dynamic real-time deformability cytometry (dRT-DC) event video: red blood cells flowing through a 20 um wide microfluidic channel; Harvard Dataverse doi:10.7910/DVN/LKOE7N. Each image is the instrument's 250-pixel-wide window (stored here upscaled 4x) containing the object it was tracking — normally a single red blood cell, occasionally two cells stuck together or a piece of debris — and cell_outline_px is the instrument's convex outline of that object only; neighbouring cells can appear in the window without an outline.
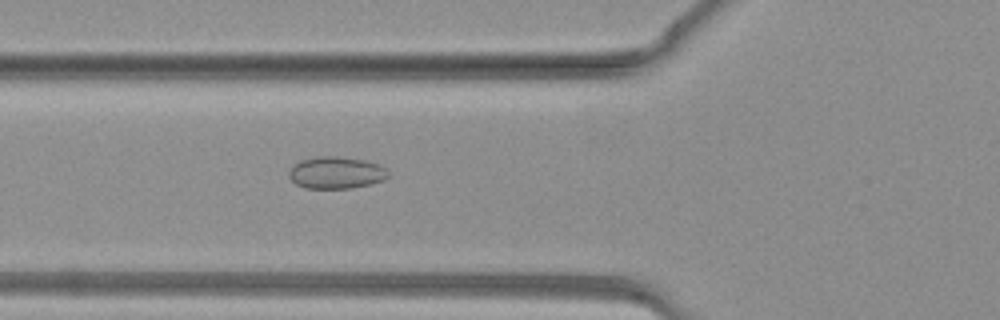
{"species": "common noctule bat (a hibernating species)", "species_latin": "Nyctalus noctula", "temperature_condition": "warm", "stored_images_in_passage": 38, "camera_frame_rate_fps": 3000, "um_per_image_px": 0.085, "animal": {"sex": "female", "body_mass_g": 19.3, "forearm_length_mm": 54.1}, "frame": {"image": 1, "passage_image": 14, "time_ms": 4.333, "image_size_px": [1000, 320], "cell_outline_px": [[388, 176], [384, 180], [372, 184], [352, 188], [304, 188], [296, 184], [288, 176], [288, 172], [292, 164], [300, 160], [320, 156], [336, 156], [364, 160], [376, 164], [384, 168], [388, 172]], "centroid_in_image_um": [28.53, 14.68], "position_along_channel_um": 97.3, "area_um2": 18.55}}
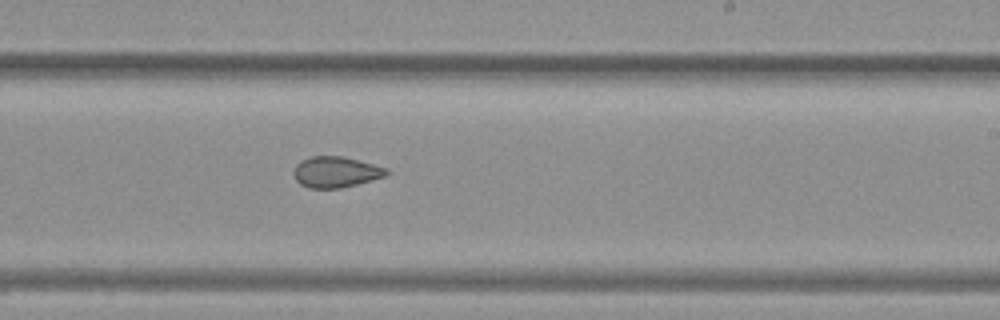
{"frame": {"image": 2, "passage_image": 23, "time_ms": 7.333, "image_size_px": [1000, 320], "cell_outline_px": [[388, 172], [384, 176], [372, 180], [340, 188], [308, 188], [300, 184], [292, 176], [292, 172], [296, 164], [300, 160], [312, 156], [344, 156], [388, 168]], "centroid_in_image_um": [28.49, 14.61], "position_along_channel_um": 260.5, "area_um2": 16.82}}
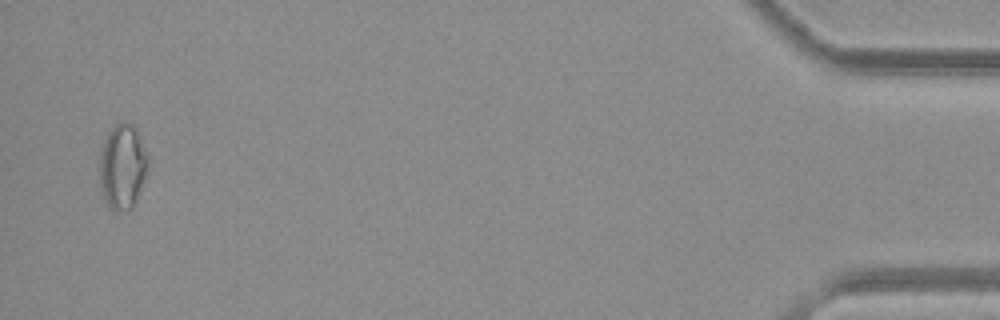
{"frame": {"image": 3, "passage_image": 37, "time_ms": 12.0, "image_size_px": [1000, 320], "cell_outline_px": [[148, 168], [136, 200], [132, 208], [128, 212], [112, 208], [104, 200], [100, 188], [100, 152], [104, 140], [108, 132], [116, 124], [132, 124], [136, 128], [148, 156]], "centroid_in_image_um": [10.41, 14.18], "position_along_channel_um": 424.8, "area_um2": 23.76}}